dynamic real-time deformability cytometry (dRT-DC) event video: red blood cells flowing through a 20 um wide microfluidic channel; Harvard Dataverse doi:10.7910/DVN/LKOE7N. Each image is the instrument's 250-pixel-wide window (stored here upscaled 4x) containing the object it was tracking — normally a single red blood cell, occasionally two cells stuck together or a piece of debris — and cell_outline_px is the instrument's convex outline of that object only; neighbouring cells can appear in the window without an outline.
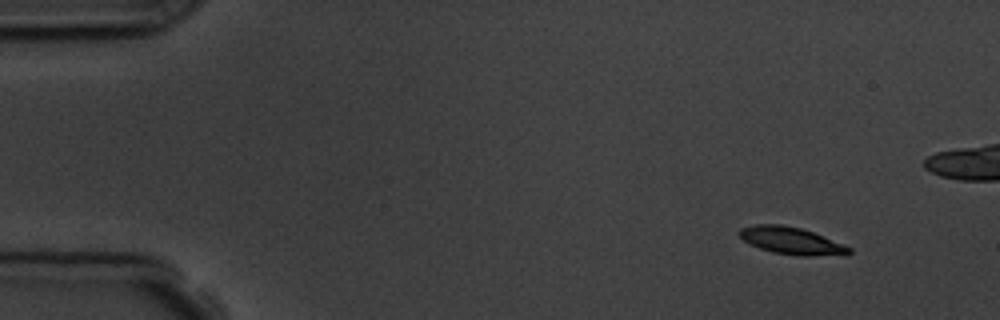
{"species": "common noctule bat (a hibernating species)", "species_latin": "Nyctalus noctula", "temperature_condition": "room temperature", "stored_images_in_passage": 5, "camera_frame_rate_fps": 3000, "um_per_image_px": 0.085, "animal": {"sex": "male", "body_mass_g": 19.5, "forearm_length_mm": 54.6}, "frame": {"image": 1, "passage_image": 1, "time_ms": 0.0, "image_size_px": [1000, 320], "cell_outline_px": [[852, 252], [848, 256], [800, 256], [772, 252], [760, 248], [744, 240], [736, 232], [740, 228], [756, 224], [780, 224], [800, 228], [812, 232], [844, 244], [852, 248]], "centroid_in_image_um": [67.33, 20.48], "position_along_channel_um": 17.7, "area_um2": 17.57}}